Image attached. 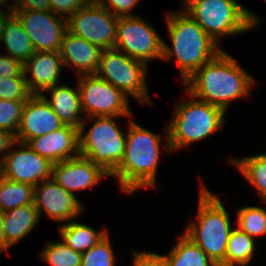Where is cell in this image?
<instances>
[{"label":"cell","instance_id":"6da1fadb","mask_svg":"<svg viewBox=\"0 0 266 266\" xmlns=\"http://www.w3.org/2000/svg\"><path fill=\"white\" fill-rule=\"evenodd\" d=\"M254 79L223 50L199 68L184 84L192 98L221 108L250 92Z\"/></svg>","mask_w":266,"mask_h":266},{"label":"cell","instance_id":"7a4b0ae2","mask_svg":"<svg viewBox=\"0 0 266 266\" xmlns=\"http://www.w3.org/2000/svg\"><path fill=\"white\" fill-rule=\"evenodd\" d=\"M166 22L172 48L163 42L162 59L176 57L183 83L222 50L186 12L167 13Z\"/></svg>","mask_w":266,"mask_h":266},{"label":"cell","instance_id":"3957f363","mask_svg":"<svg viewBox=\"0 0 266 266\" xmlns=\"http://www.w3.org/2000/svg\"><path fill=\"white\" fill-rule=\"evenodd\" d=\"M129 125L123 158L111 175L118 178L121 189L127 193L155 185L161 149L159 135L132 120Z\"/></svg>","mask_w":266,"mask_h":266},{"label":"cell","instance_id":"277c9868","mask_svg":"<svg viewBox=\"0 0 266 266\" xmlns=\"http://www.w3.org/2000/svg\"><path fill=\"white\" fill-rule=\"evenodd\" d=\"M198 223H190L184 232L218 266H225L227 243L232 232L229 214L221 200L205 185L200 189Z\"/></svg>","mask_w":266,"mask_h":266},{"label":"cell","instance_id":"5b68a950","mask_svg":"<svg viewBox=\"0 0 266 266\" xmlns=\"http://www.w3.org/2000/svg\"><path fill=\"white\" fill-rule=\"evenodd\" d=\"M172 121L167 125V151L180 149L218 131L225 112L200 99L179 102Z\"/></svg>","mask_w":266,"mask_h":266},{"label":"cell","instance_id":"8992f818","mask_svg":"<svg viewBox=\"0 0 266 266\" xmlns=\"http://www.w3.org/2000/svg\"><path fill=\"white\" fill-rule=\"evenodd\" d=\"M188 13L216 42L219 36L235 35L251 30L258 17L236 0H184Z\"/></svg>","mask_w":266,"mask_h":266},{"label":"cell","instance_id":"52a82bcc","mask_svg":"<svg viewBox=\"0 0 266 266\" xmlns=\"http://www.w3.org/2000/svg\"><path fill=\"white\" fill-rule=\"evenodd\" d=\"M114 118L89 117L87 120L96 119L90 130L85 133V121L79 129V155L100 166L110 176L119 166L126 144V135L118 129Z\"/></svg>","mask_w":266,"mask_h":266},{"label":"cell","instance_id":"ba28073f","mask_svg":"<svg viewBox=\"0 0 266 266\" xmlns=\"http://www.w3.org/2000/svg\"><path fill=\"white\" fill-rule=\"evenodd\" d=\"M147 65L116 49L103 50L96 75L131 94L141 103H151L147 90Z\"/></svg>","mask_w":266,"mask_h":266},{"label":"cell","instance_id":"9c48e42d","mask_svg":"<svg viewBox=\"0 0 266 266\" xmlns=\"http://www.w3.org/2000/svg\"><path fill=\"white\" fill-rule=\"evenodd\" d=\"M118 19L99 0H89L67 18V31L103 50L114 49Z\"/></svg>","mask_w":266,"mask_h":266},{"label":"cell","instance_id":"30bf717a","mask_svg":"<svg viewBox=\"0 0 266 266\" xmlns=\"http://www.w3.org/2000/svg\"><path fill=\"white\" fill-rule=\"evenodd\" d=\"M163 42L156 30L139 16L118 19L114 49L123 50L129 57L146 65L150 59H162Z\"/></svg>","mask_w":266,"mask_h":266},{"label":"cell","instance_id":"8fae6325","mask_svg":"<svg viewBox=\"0 0 266 266\" xmlns=\"http://www.w3.org/2000/svg\"><path fill=\"white\" fill-rule=\"evenodd\" d=\"M78 90L89 117L132 116L126 95L96 74L79 76Z\"/></svg>","mask_w":266,"mask_h":266},{"label":"cell","instance_id":"7c38bea8","mask_svg":"<svg viewBox=\"0 0 266 266\" xmlns=\"http://www.w3.org/2000/svg\"><path fill=\"white\" fill-rule=\"evenodd\" d=\"M35 51L60 52L67 18L61 19L52 11L15 10Z\"/></svg>","mask_w":266,"mask_h":266},{"label":"cell","instance_id":"4fadbf2b","mask_svg":"<svg viewBox=\"0 0 266 266\" xmlns=\"http://www.w3.org/2000/svg\"><path fill=\"white\" fill-rule=\"evenodd\" d=\"M18 143L21 150L13 153L8 150L2 158V176L10 181L33 186L50 179L53 163L33 151L26 143Z\"/></svg>","mask_w":266,"mask_h":266},{"label":"cell","instance_id":"5bb4252c","mask_svg":"<svg viewBox=\"0 0 266 266\" xmlns=\"http://www.w3.org/2000/svg\"><path fill=\"white\" fill-rule=\"evenodd\" d=\"M34 204L39 217L44 211L49 218L58 222H70L83 210L75 194L68 192L51 178L35 186Z\"/></svg>","mask_w":266,"mask_h":266},{"label":"cell","instance_id":"9a60e30c","mask_svg":"<svg viewBox=\"0 0 266 266\" xmlns=\"http://www.w3.org/2000/svg\"><path fill=\"white\" fill-rule=\"evenodd\" d=\"M110 176L88 158L78 155L52 165L51 179L68 192L95 186L103 177Z\"/></svg>","mask_w":266,"mask_h":266},{"label":"cell","instance_id":"2e32d148","mask_svg":"<svg viewBox=\"0 0 266 266\" xmlns=\"http://www.w3.org/2000/svg\"><path fill=\"white\" fill-rule=\"evenodd\" d=\"M65 126L42 95H32L23 108L17 142L27 143L34 137L51 133Z\"/></svg>","mask_w":266,"mask_h":266},{"label":"cell","instance_id":"e0dca14e","mask_svg":"<svg viewBox=\"0 0 266 266\" xmlns=\"http://www.w3.org/2000/svg\"><path fill=\"white\" fill-rule=\"evenodd\" d=\"M26 144L51 163H58L79 155V129L65 125L51 133L34 137Z\"/></svg>","mask_w":266,"mask_h":266},{"label":"cell","instance_id":"ac0fdd59","mask_svg":"<svg viewBox=\"0 0 266 266\" xmlns=\"http://www.w3.org/2000/svg\"><path fill=\"white\" fill-rule=\"evenodd\" d=\"M61 65L60 52L35 51L23 64L24 74L31 73V80L26 76V81L32 95H42V91L58 85Z\"/></svg>","mask_w":266,"mask_h":266},{"label":"cell","instance_id":"d6986e66","mask_svg":"<svg viewBox=\"0 0 266 266\" xmlns=\"http://www.w3.org/2000/svg\"><path fill=\"white\" fill-rule=\"evenodd\" d=\"M103 49L85 39L71 34L64 33L60 56L63 66L72 65L77 69L78 75L96 74Z\"/></svg>","mask_w":266,"mask_h":266},{"label":"cell","instance_id":"ffe728a7","mask_svg":"<svg viewBox=\"0 0 266 266\" xmlns=\"http://www.w3.org/2000/svg\"><path fill=\"white\" fill-rule=\"evenodd\" d=\"M47 91H51L50 100H48L43 94L42 96L46 99L51 109L55 112L63 124L80 129L84 120L79 116V113L82 112L83 109L78 86L77 91L67 85H56Z\"/></svg>","mask_w":266,"mask_h":266},{"label":"cell","instance_id":"44dd1931","mask_svg":"<svg viewBox=\"0 0 266 266\" xmlns=\"http://www.w3.org/2000/svg\"><path fill=\"white\" fill-rule=\"evenodd\" d=\"M39 214L35 204H27L4 212V234L11 247L24 238L36 226Z\"/></svg>","mask_w":266,"mask_h":266},{"label":"cell","instance_id":"7402d4cb","mask_svg":"<svg viewBox=\"0 0 266 266\" xmlns=\"http://www.w3.org/2000/svg\"><path fill=\"white\" fill-rule=\"evenodd\" d=\"M5 43L8 55L23 64L35 53L34 46L19 18L13 13L5 23L1 42Z\"/></svg>","mask_w":266,"mask_h":266},{"label":"cell","instance_id":"603a6c76","mask_svg":"<svg viewBox=\"0 0 266 266\" xmlns=\"http://www.w3.org/2000/svg\"><path fill=\"white\" fill-rule=\"evenodd\" d=\"M59 230L62 242L81 253L94 247L108 234L107 230L97 232L87 225L72 221L61 225Z\"/></svg>","mask_w":266,"mask_h":266},{"label":"cell","instance_id":"cb8c5ba5","mask_svg":"<svg viewBox=\"0 0 266 266\" xmlns=\"http://www.w3.org/2000/svg\"><path fill=\"white\" fill-rule=\"evenodd\" d=\"M165 257L172 266H218L184 233Z\"/></svg>","mask_w":266,"mask_h":266},{"label":"cell","instance_id":"d4e9b609","mask_svg":"<svg viewBox=\"0 0 266 266\" xmlns=\"http://www.w3.org/2000/svg\"><path fill=\"white\" fill-rule=\"evenodd\" d=\"M35 186L0 178V211L33 204Z\"/></svg>","mask_w":266,"mask_h":266},{"label":"cell","instance_id":"484cf974","mask_svg":"<svg viewBox=\"0 0 266 266\" xmlns=\"http://www.w3.org/2000/svg\"><path fill=\"white\" fill-rule=\"evenodd\" d=\"M254 237L241 231L239 228L233 229L226 248L225 266H235V264H248L255 251Z\"/></svg>","mask_w":266,"mask_h":266},{"label":"cell","instance_id":"4316f807","mask_svg":"<svg viewBox=\"0 0 266 266\" xmlns=\"http://www.w3.org/2000/svg\"><path fill=\"white\" fill-rule=\"evenodd\" d=\"M232 163L242 172L247 181L257 188L262 199L266 200V154L234 160Z\"/></svg>","mask_w":266,"mask_h":266},{"label":"cell","instance_id":"83f0119b","mask_svg":"<svg viewBox=\"0 0 266 266\" xmlns=\"http://www.w3.org/2000/svg\"><path fill=\"white\" fill-rule=\"evenodd\" d=\"M40 255L51 266H81L82 263V253L64 242L47 243Z\"/></svg>","mask_w":266,"mask_h":266},{"label":"cell","instance_id":"f1b7e54d","mask_svg":"<svg viewBox=\"0 0 266 266\" xmlns=\"http://www.w3.org/2000/svg\"><path fill=\"white\" fill-rule=\"evenodd\" d=\"M237 223V228L251 237L266 234V211L255 206L240 208Z\"/></svg>","mask_w":266,"mask_h":266},{"label":"cell","instance_id":"f546056e","mask_svg":"<svg viewBox=\"0 0 266 266\" xmlns=\"http://www.w3.org/2000/svg\"><path fill=\"white\" fill-rule=\"evenodd\" d=\"M108 235L94 247L82 253L81 266H115V255Z\"/></svg>","mask_w":266,"mask_h":266},{"label":"cell","instance_id":"4dcf8cb0","mask_svg":"<svg viewBox=\"0 0 266 266\" xmlns=\"http://www.w3.org/2000/svg\"><path fill=\"white\" fill-rule=\"evenodd\" d=\"M25 103L26 101L0 100L1 130L17 134Z\"/></svg>","mask_w":266,"mask_h":266},{"label":"cell","instance_id":"1f68e13d","mask_svg":"<svg viewBox=\"0 0 266 266\" xmlns=\"http://www.w3.org/2000/svg\"><path fill=\"white\" fill-rule=\"evenodd\" d=\"M31 96L26 77L0 78V100L27 101Z\"/></svg>","mask_w":266,"mask_h":266},{"label":"cell","instance_id":"d6a6232c","mask_svg":"<svg viewBox=\"0 0 266 266\" xmlns=\"http://www.w3.org/2000/svg\"><path fill=\"white\" fill-rule=\"evenodd\" d=\"M23 63L9 55H0V78L26 77L23 72Z\"/></svg>","mask_w":266,"mask_h":266},{"label":"cell","instance_id":"836d02e7","mask_svg":"<svg viewBox=\"0 0 266 266\" xmlns=\"http://www.w3.org/2000/svg\"><path fill=\"white\" fill-rule=\"evenodd\" d=\"M89 0H50L51 11L55 15H68L69 18Z\"/></svg>","mask_w":266,"mask_h":266},{"label":"cell","instance_id":"e575fe53","mask_svg":"<svg viewBox=\"0 0 266 266\" xmlns=\"http://www.w3.org/2000/svg\"><path fill=\"white\" fill-rule=\"evenodd\" d=\"M103 6L109 10L116 17H127L133 16L131 10L140 0H108L109 6L106 4V0H99ZM112 8V9H110Z\"/></svg>","mask_w":266,"mask_h":266},{"label":"cell","instance_id":"d590c367","mask_svg":"<svg viewBox=\"0 0 266 266\" xmlns=\"http://www.w3.org/2000/svg\"><path fill=\"white\" fill-rule=\"evenodd\" d=\"M133 266H172L165 255L134 252Z\"/></svg>","mask_w":266,"mask_h":266},{"label":"cell","instance_id":"8d00e7d4","mask_svg":"<svg viewBox=\"0 0 266 266\" xmlns=\"http://www.w3.org/2000/svg\"><path fill=\"white\" fill-rule=\"evenodd\" d=\"M14 4V11H51L50 0H15Z\"/></svg>","mask_w":266,"mask_h":266},{"label":"cell","instance_id":"74e56055","mask_svg":"<svg viewBox=\"0 0 266 266\" xmlns=\"http://www.w3.org/2000/svg\"><path fill=\"white\" fill-rule=\"evenodd\" d=\"M14 143H17L16 135L6 130L0 129V152L3 153L2 154L3 158L7 154V153H4V150L6 151V149H8L9 147H12Z\"/></svg>","mask_w":266,"mask_h":266},{"label":"cell","instance_id":"f35d334b","mask_svg":"<svg viewBox=\"0 0 266 266\" xmlns=\"http://www.w3.org/2000/svg\"><path fill=\"white\" fill-rule=\"evenodd\" d=\"M3 220H4V212L0 211V253L10 248V246L7 244L5 240Z\"/></svg>","mask_w":266,"mask_h":266},{"label":"cell","instance_id":"ab89813d","mask_svg":"<svg viewBox=\"0 0 266 266\" xmlns=\"http://www.w3.org/2000/svg\"><path fill=\"white\" fill-rule=\"evenodd\" d=\"M7 10V14L0 11V40L2 38L5 23L7 22L8 18L14 13V5H12L10 9L8 7Z\"/></svg>","mask_w":266,"mask_h":266},{"label":"cell","instance_id":"60d3db41","mask_svg":"<svg viewBox=\"0 0 266 266\" xmlns=\"http://www.w3.org/2000/svg\"><path fill=\"white\" fill-rule=\"evenodd\" d=\"M2 177V159H0V178Z\"/></svg>","mask_w":266,"mask_h":266},{"label":"cell","instance_id":"b9f144b4","mask_svg":"<svg viewBox=\"0 0 266 266\" xmlns=\"http://www.w3.org/2000/svg\"><path fill=\"white\" fill-rule=\"evenodd\" d=\"M6 1H8V0H0V5L4 4Z\"/></svg>","mask_w":266,"mask_h":266}]
</instances>
